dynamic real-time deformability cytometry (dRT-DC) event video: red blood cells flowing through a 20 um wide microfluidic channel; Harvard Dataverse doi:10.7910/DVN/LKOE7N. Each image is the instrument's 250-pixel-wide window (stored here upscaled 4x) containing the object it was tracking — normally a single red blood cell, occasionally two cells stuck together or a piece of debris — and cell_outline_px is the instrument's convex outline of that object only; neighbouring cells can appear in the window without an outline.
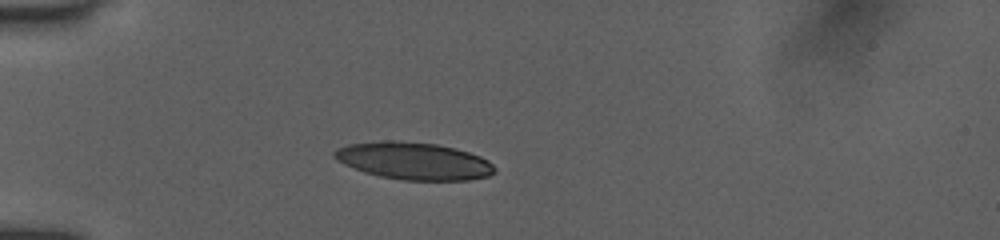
{"species": "human", "species_latin": "Homo sapiens", "temperature_condition": "room temperature", "stored_images_in_passage": 32, "camera_frame_rate_fps": 3000, "um_per_image_px": 0.085, "donor": {"sex": "female"}, "frame": {"image": 1, "passage_image": 9, "time_ms": 3.0, "image_size_px": [1000, 240], "cell_outline_px": [[496, 172], [488, 176], [468, 180], [404, 180], [380, 176], [364, 172], [344, 164], [336, 160], [332, 156], [332, 152], [336, 148], [348, 144], [380, 140], [396, 140], [436, 144], [456, 148], [480, 156], [488, 160], [496, 168]], "centroid_in_image_um": [35.15, 13.67], "position_along_channel_um": 49.9, "area_um2": 35.08}}
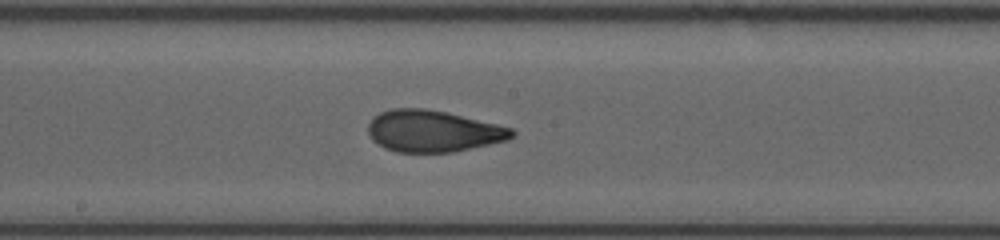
{"frame": {"image": 2, "passage_image": 19, "time_ms": 7.667, "image_size_px": [1000, 240], "cell_outline_px": [[516, 132], [508, 140], [452, 152], [396, 152], [384, 148], [372, 140], [368, 132], [368, 124], [372, 116], [380, 112], [392, 108], [424, 108], [444, 112], [496, 124], [512, 128]], "centroid_in_image_um": [36.76, 11.14], "position_along_channel_um": 211.4, "area_um2": 34.74}}
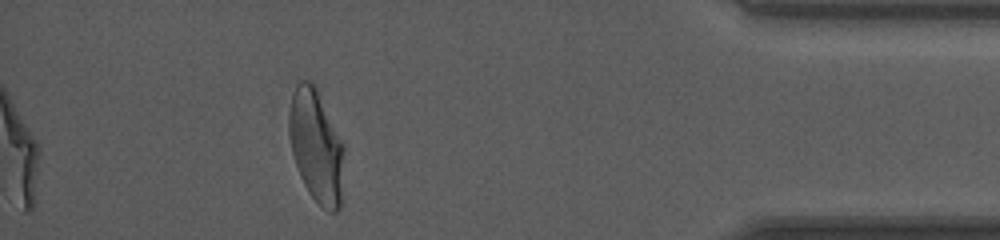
{"frame": {"image": 3, "passage_image": 32, "time_ms": 13.667, "image_size_px": [1000, 240], "cell_outline_px": [[344, 152], [340, 208], [336, 212], [328, 212], [308, 192], [300, 176], [292, 152], [288, 132], [288, 112], [292, 92], [296, 84], [300, 80], [312, 80], [316, 84], [344, 144]], "centroid_in_image_um": [26.87, 12.34], "position_along_channel_um": 408.3, "area_um2": 36.7}, "authors_computed_cell_mechanics": {"area_um2": 34.8534, "velocity_mm_per_s": 3.9771, "shape_relaxation_time_tau1_ms": null, "shape_relaxation_time_tau2_ms": 0.8605, "deformation_change_tau1": null, "deformation_change_tau2": 0.066}}